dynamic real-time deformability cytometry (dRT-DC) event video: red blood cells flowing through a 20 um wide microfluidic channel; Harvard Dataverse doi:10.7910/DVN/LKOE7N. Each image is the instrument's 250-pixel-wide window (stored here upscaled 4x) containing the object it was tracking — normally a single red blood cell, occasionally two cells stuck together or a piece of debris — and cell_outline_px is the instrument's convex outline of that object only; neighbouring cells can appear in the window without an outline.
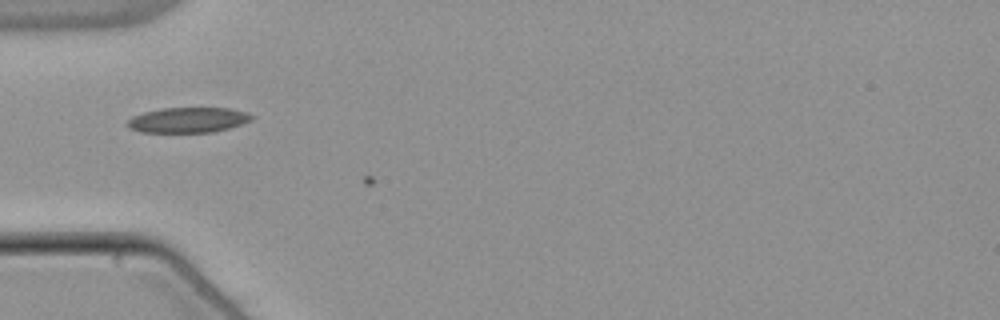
{"species": "common noctule bat (a hibernating species)", "species_latin": "Nyctalus noctula", "temperature_condition": "warm", "stored_images_in_passage": 10, "camera_frame_rate_fps": 3000, "um_per_image_px": 0.085, "animal": {"sex": "male", "body_mass_g": 21.5, "forearm_length_mm": 52.0}, "frame": {"image": 1, "passage_image": 9, "time_ms": 2.667, "image_size_px": [1000, 320], "cell_outline_px": [[256, 116], [252, 120], [228, 128], [212, 132], [140, 132], [128, 128], [124, 124], [132, 116], [144, 112], [160, 108], [228, 108], [248, 112]], "centroid_in_image_um": [15.96, 10.19], "position_along_channel_um": 69.0, "area_um2": 18.44}}